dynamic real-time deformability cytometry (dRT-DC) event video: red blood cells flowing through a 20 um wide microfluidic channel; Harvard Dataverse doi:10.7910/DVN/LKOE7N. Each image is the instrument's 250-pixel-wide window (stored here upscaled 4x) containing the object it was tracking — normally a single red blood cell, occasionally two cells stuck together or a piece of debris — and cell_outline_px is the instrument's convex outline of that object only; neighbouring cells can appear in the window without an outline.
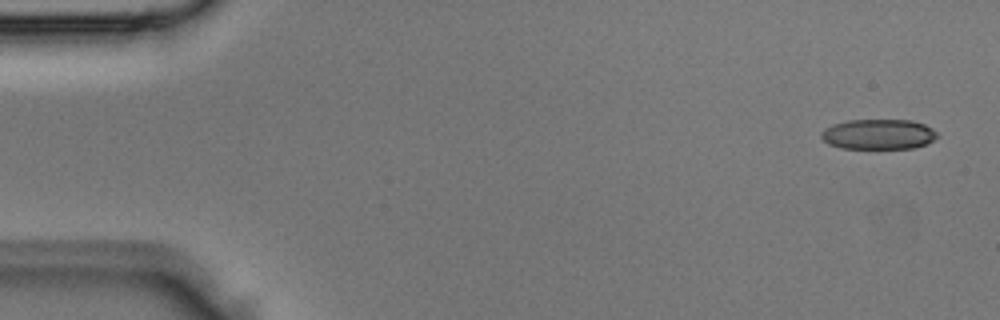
{"species": "Egyptian fruit bat (a non-hibernating species)", "species_latin": "Rousettus aegyptiacus", "temperature_condition": "room temperature", "stored_images_in_passage": 4, "camera_frame_rate_fps": 3000, "um_per_image_px": 0.085, "animal": {"sex": "male"}, "frame": {"image": 1, "passage_image": 1, "time_ms": 0.0, "image_size_px": [1000, 320], "cell_outline_px": [[936, 136], [932, 140], [924, 144], [912, 148], [840, 148], [828, 144], [820, 136], [820, 132], [824, 128], [832, 124], [848, 120], [912, 120], [924, 124], [932, 128], [936, 132]], "centroid_in_image_um": [74.61, 11.4], "position_along_channel_um": 10.4, "area_um2": 20.35}}
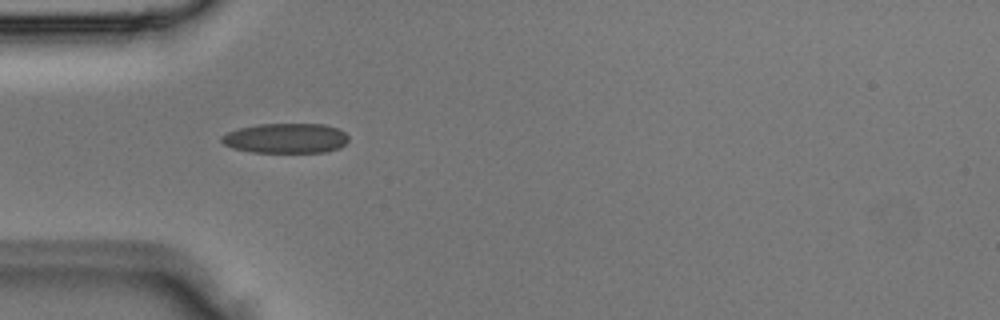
{"frame": {"image": 2, "passage_image": 3, "time_ms": 0.667, "image_size_px": [1000, 320], "cell_outline_px": [[348, 140], [340, 148], [324, 152], [252, 152], [232, 148], [224, 144], [220, 140], [220, 136], [228, 132], [240, 128], [256, 124], [324, 124], [336, 128], [344, 132], [348, 136]], "centroid_in_image_um": [24.27, 11.75], "position_along_channel_um": 60.7, "area_um2": 22.14}}
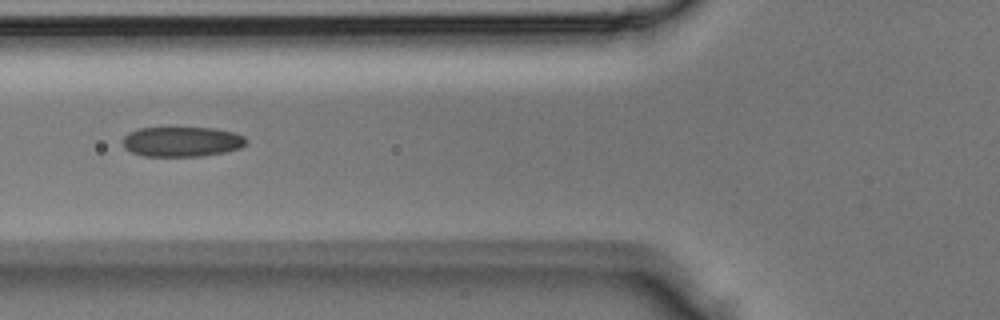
{"frame": {"image": 3, "passage_image": 4, "time_ms": 1.0, "image_size_px": [1000, 320], "cell_outline_px": [[248, 144], [240, 148], [224, 152], [204, 156], [144, 156], [132, 152], [124, 148], [124, 136], [128, 132], [140, 128], [216, 128], [232, 132], [244, 136], [248, 140]], "centroid_in_image_um": [15.49, 12.04], "position_along_channel_um": 110.3, "area_um2": 21.62}}